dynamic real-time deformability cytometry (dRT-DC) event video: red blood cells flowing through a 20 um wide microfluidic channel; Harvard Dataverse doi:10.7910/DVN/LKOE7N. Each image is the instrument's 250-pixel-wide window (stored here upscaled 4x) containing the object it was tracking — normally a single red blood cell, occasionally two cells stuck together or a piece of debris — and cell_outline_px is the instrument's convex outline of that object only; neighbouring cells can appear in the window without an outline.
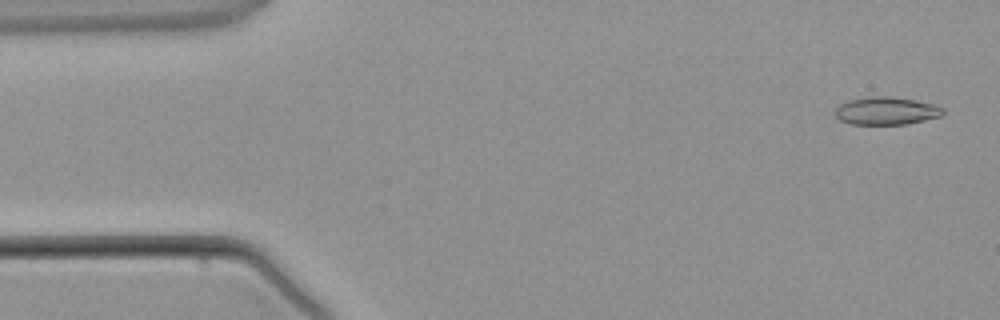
{"species": "common noctule bat (a hibernating species)", "species_latin": "Nyctalus noctula", "temperature_condition": "warm", "stored_images_in_passage": 3, "camera_frame_rate_fps": 3000, "um_per_image_px": 0.085, "animal": {"sex": "male", "body_mass_g": 21.5, "forearm_length_mm": 52.0}, "frame": {"image": 1, "passage_image": 1, "time_ms": 0.0, "image_size_px": [1000, 320], "cell_outline_px": [[944, 112], [940, 116], [908, 124], [848, 124], [840, 120], [836, 116], [836, 108], [840, 104], [848, 100], [872, 96], [888, 96], [916, 100], [932, 104], [944, 108]], "centroid_in_image_um": [75.32, 9.42], "position_along_channel_um": 9.7, "area_um2": 17.4}}
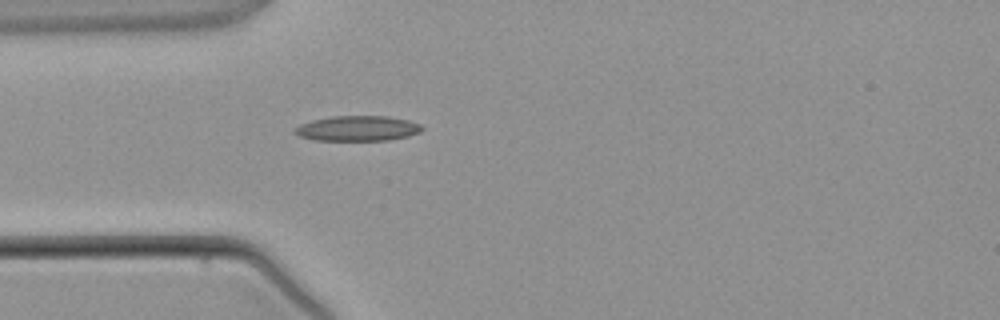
{"frame": {"image": 2, "passage_image": 3, "time_ms": 3.333, "image_size_px": [1000, 320], "cell_outline_px": [[424, 128], [420, 132], [408, 136], [388, 140], [316, 140], [300, 136], [292, 132], [300, 124], [312, 120], [332, 116], [388, 116], [408, 120], [420, 124]], "centroid_in_image_um": [30.41, 10.91], "position_along_channel_um": 54.6, "area_um2": 18.61}}